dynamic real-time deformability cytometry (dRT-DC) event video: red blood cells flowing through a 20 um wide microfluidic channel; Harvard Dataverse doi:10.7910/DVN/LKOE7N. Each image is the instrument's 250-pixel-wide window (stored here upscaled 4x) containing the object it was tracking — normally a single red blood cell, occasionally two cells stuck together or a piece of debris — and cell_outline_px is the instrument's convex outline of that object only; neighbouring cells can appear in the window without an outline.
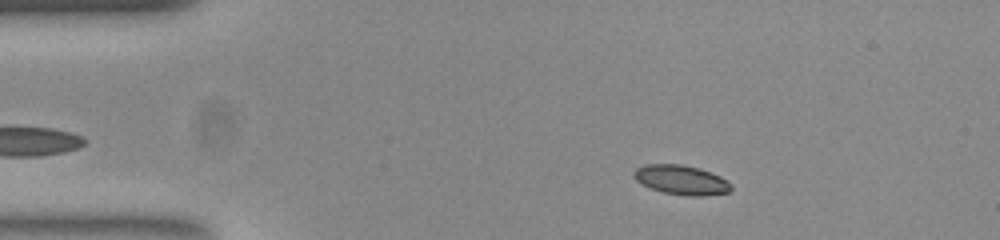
{"species": "common noctule bat (a hibernating species)", "species_latin": "Nyctalus noctula", "temperature_condition": "room temperature", "stored_images_in_passage": 49, "camera_frame_rate_fps": 3000, "um_per_image_px": 0.085, "animal": {"sex": "female", "body_mass_g": 23.0, "forearm_length_mm": 53.4}, "frame": {"image": 1, "passage_image": 4, "time_ms": 1.0, "image_size_px": [1000, 240], "cell_outline_px": [[732, 188], [728, 192], [704, 196], [688, 196], [664, 192], [652, 188], [636, 180], [632, 176], [632, 172], [636, 168], [644, 164], [680, 164], [700, 168], [720, 176], [728, 180], [732, 184]], "centroid_in_image_um": [57.92, 15.28], "position_along_channel_um": 27.1, "area_um2": 16.76}}
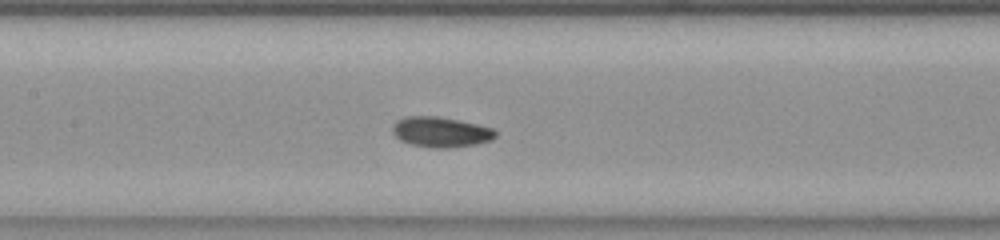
{"frame": {"image": 2, "passage_image": 20, "time_ms": 6.333, "image_size_px": [1000, 240], "cell_outline_px": [[496, 136], [492, 140], [476, 144], [448, 148], [436, 148], [412, 144], [400, 140], [392, 132], [392, 128], [396, 120], [404, 116], [440, 116], [460, 120], [492, 128], [496, 132]], "centroid_in_image_um": [37.46, 11.21], "position_along_channel_um": 169.9, "area_um2": 18.21}}
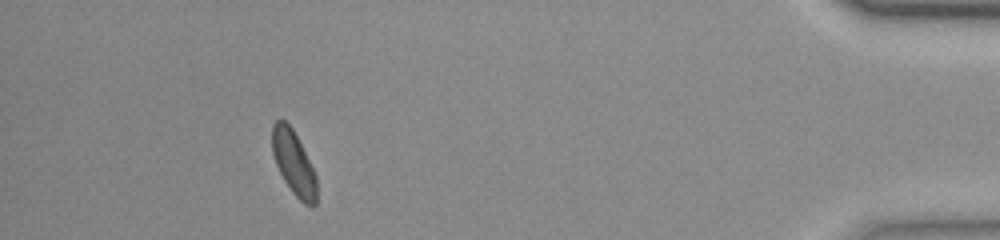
{"frame": {"image": 3, "passage_image": 44, "time_ms": 14.333, "image_size_px": [1000, 240], "cell_outline_px": [[316, 204], [312, 208], [304, 204], [292, 192], [284, 180], [276, 164], [272, 152], [272, 124], [280, 116], [292, 128], [316, 176]], "centroid_in_image_um": [24.94, 13.85], "position_along_channel_um": 410.3, "area_um2": 16.42}, "authors_computed_cell_mechanics": {"area_um2": 17.1088, "velocity_mm_per_s": 3.7826, "shape_relaxation_time_tau1_ms": 2.591, "shape_relaxation_time_tau2_ms": 3.0305, "deformation_change_tau1": 0.0779, "deformation_change_tau2": 0.0652}}